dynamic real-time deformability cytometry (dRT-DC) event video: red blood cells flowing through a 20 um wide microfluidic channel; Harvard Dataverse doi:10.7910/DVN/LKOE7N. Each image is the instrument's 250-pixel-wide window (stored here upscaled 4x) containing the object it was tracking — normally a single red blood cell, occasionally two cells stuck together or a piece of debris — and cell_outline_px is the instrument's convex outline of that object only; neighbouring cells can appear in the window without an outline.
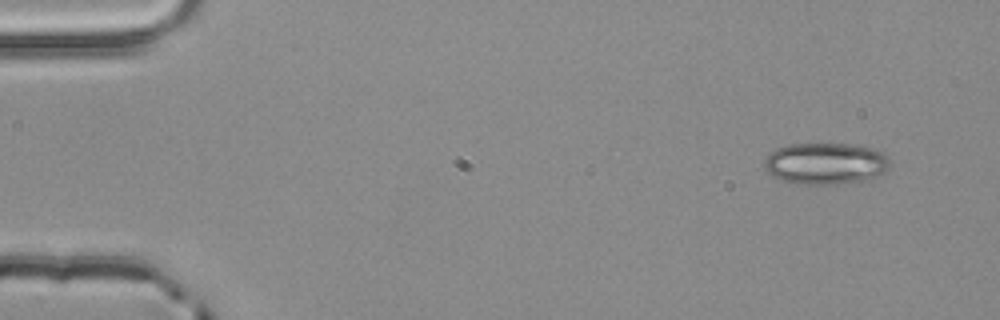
{"species": "common noctule bat (a hibernating species)", "species_latin": "Nyctalus noctula", "temperature_condition": "room temperature", "stored_images_in_passage": 5, "segment_of_instrument_passage": [2, 2], "camera_frame_rate_fps": 3000, "um_per_image_px": 0.085, "animal": {"sex": "male", "body_mass_g": 20.4}, "frame": {"image": 1, "passage_image": 5, "time_ms": 1.333, "image_size_px": [1000, 320], "cell_outline_px": [[888, 168], [884, 172], [868, 180], [836, 184], [796, 184], [780, 180], [772, 176], [764, 168], [764, 160], [776, 148], [788, 144], [852, 144], [872, 148], [884, 152], [888, 156]], "centroid_in_image_um": [70.16, 13.9], "position_along_channel_um": 14.8, "area_um2": 30.63}}